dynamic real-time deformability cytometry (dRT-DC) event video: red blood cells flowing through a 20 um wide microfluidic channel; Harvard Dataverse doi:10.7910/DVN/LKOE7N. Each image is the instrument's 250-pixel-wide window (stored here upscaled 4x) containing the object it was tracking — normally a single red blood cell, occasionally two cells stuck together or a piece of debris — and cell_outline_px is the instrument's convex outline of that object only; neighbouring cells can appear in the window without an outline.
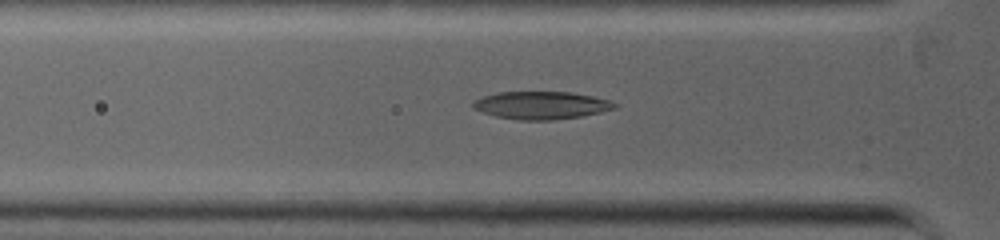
{"species": "common noctule bat (a hibernating species)", "species_latin": "Nyctalus noctula", "temperature_condition": "warm", "stored_images_in_passage": 8, "camera_frame_rate_fps": 5000, "um_per_image_px": 0.085, "animal": {"sex": "female", "body_mass_g": 19.0, "forearm_length_mm": 53.3}, "frame": {"image": 1, "passage_image": 7, "time_ms": 2.6, "image_size_px": [1000, 240], "cell_outline_px": [[620, 104], [616, 108], [600, 112], [580, 116], [552, 120], [520, 120], [496, 116], [472, 108], [472, 100], [496, 92], [572, 92], [592, 96], [608, 100]], "centroid_in_image_um": [46.0, 8.94], "position_along_channel_um": 79.8, "area_um2": 22.83}}